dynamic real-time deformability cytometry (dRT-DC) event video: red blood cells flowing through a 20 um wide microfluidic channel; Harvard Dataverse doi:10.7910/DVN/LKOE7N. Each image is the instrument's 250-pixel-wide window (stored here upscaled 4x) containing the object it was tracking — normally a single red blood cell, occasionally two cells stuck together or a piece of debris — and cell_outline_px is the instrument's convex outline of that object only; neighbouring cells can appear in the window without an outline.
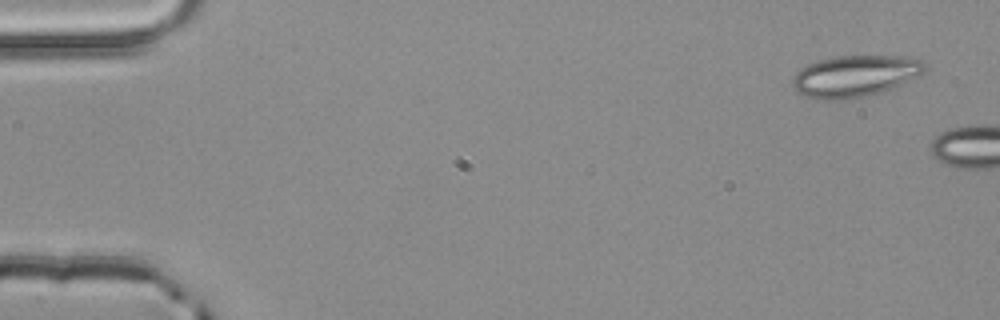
{"species": "common noctule bat (a hibernating species)", "species_latin": "Nyctalus noctula", "temperature_condition": "room temperature", "stored_images_in_passage": 2, "camera_frame_rate_fps": 3000, "um_per_image_px": 0.085, "animal": {"sex": "male", "body_mass_g": 20.4}, "frame": {"image": 1, "passage_image": 1, "time_ms": 0.0, "image_size_px": [1000, 320], "cell_outline_px": [[928, 68], [924, 72], [900, 84], [880, 92], [864, 96], [840, 100], [824, 100], [808, 96], [792, 88], [792, 76], [800, 68], [808, 64], [820, 60], [836, 56], [904, 56], [920, 60]], "centroid_in_image_um": [72.64, 6.45], "position_along_channel_um": 12.4, "area_um2": 31.67}}